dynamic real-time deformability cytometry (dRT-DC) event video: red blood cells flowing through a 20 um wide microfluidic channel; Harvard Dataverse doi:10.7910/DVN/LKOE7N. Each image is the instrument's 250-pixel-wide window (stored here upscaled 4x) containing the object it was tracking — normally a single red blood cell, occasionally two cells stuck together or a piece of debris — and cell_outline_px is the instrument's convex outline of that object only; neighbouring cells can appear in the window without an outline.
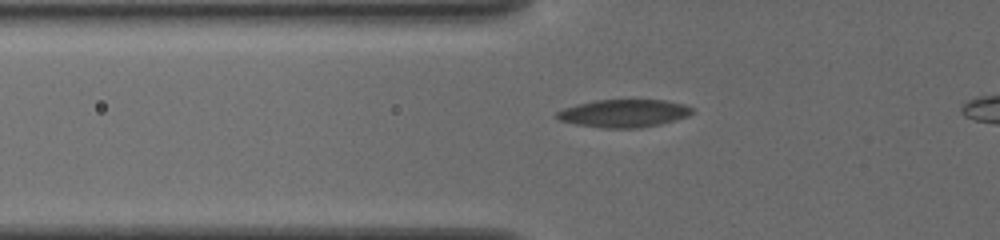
{"species": "common noctule bat (a hibernating species)", "species_latin": "Nyctalus noctula", "temperature_condition": "cold", "stored_images_in_passage": 45, "camera_frame_rate_fps": 3000, "um_per_image_px": 0.085, "animal": {"sex": "female", "body_mass_g": 19.5, "forearm_length_mm": 54.1}, "frame": {"image": 1, "passage_image": 15, "time_ms": 4.667, "image_size_px": [1000, 240], "cell_outline_px": [[696, 112], [688, 116], [660, 124], [640, 128], [604, 128], [576, 124], [560, 120], [556, 116], [556, 112], [564, 108], [576, 104], [596, 100], [664, 100], [684, 104], [692, 108]], "centroid_in_image_um": [53.05, 9.63], "position_along_channel_um": 72.8, "area_um2": 21.91}}
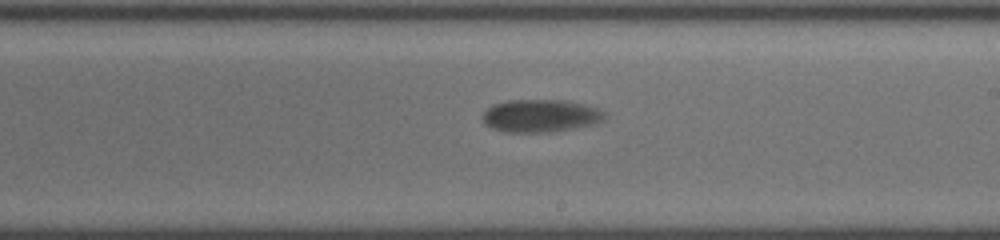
{"frame": {"image": 2, "passage_image": 29, "time_ms": 9.333, "image_size_px": [1000, 240], "cell_outline_px": [[604, 116], [596, 124], [552, 132], [504, 132], [492, 128], [484, 124], [484, 112], [492, 104], [508, 100], [564, 100], [596, 108], [604, 112]], "centroid_in_image_um": [45.9, 9.85], "position_along_channel_um": 243.1, "area_um2": 23.06}}
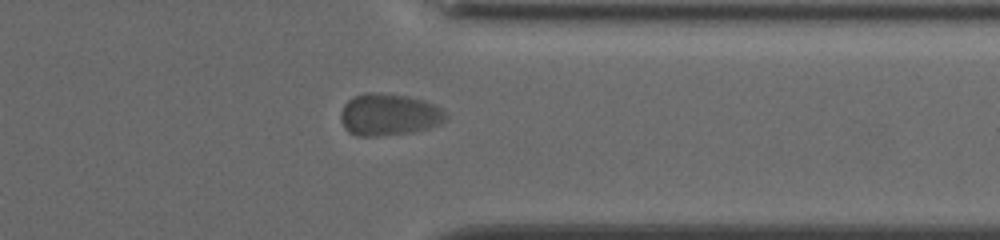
{"frame": {"image": 3, "passage_image": 40, "time_ms": 13.0, "image_size_px": [1000, 240], "cell_outline_px": [[448, 116], [444, 120], [436, 124], [412, 132], [380, 136], [356, 136], [348, 132], [344, 128], [340, 120], [340, 112], [344, 104], [352, 96], [364, 92], [372, 92], [408, 96], [424, 100], [440, 108]], "centroid_in_image_um": [32.97, 9.73], "position_along_channel_um": 378.4, "area_um2": 25.66}}